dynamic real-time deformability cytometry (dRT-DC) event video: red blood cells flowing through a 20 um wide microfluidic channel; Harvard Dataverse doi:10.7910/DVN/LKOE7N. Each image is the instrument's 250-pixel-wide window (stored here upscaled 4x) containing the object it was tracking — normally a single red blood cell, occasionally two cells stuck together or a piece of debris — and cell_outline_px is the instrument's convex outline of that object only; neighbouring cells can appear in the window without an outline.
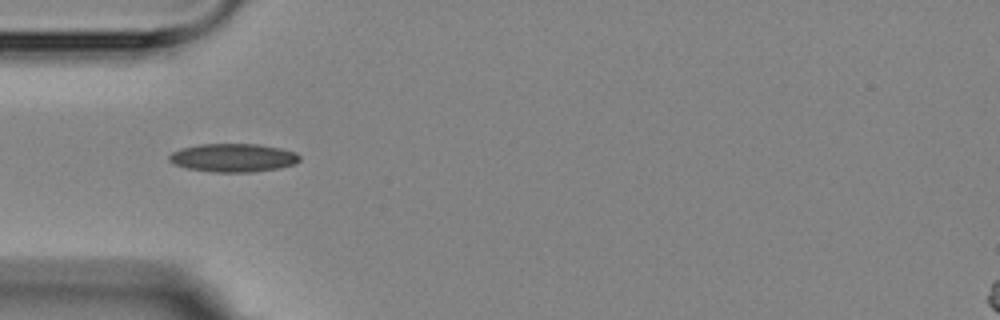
{"species": "Egyptian fruit bat (a non-hibernating species)", "species_latin": "Rousettus aegyptiacus", "temperature_condition": "room temperature", "stored_images_in_passage": 5, "camera_frame_rate_fps": 3000, "um_per_image_px": 0.085, "animal": {"sex": "female"}, "frame": {"image": 1, "passage_image": 3, "time_ms": 3.0, "image_size_px": [1000, 320], "cell_outline_px": [[300, 160], [292, 164], [280, 168], [252, 172], [212, 172], [188, 168], [176, 164], [168, 160], [168, 156], [172, 152], [180, 148], [200, 144], [260, 144], [280, 148], [296, 152], [300, 156]], "centroid_in_image_um": [19.82, 13.4], "position_along_channel_um": 65.2, "area_um2": 21.56}}
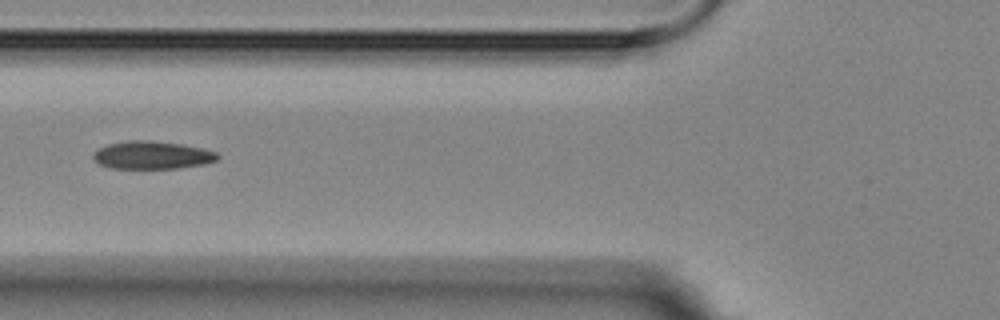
{"frame": {"image": 2, "passage_image": 4, "time_ms": 4.333, "image_size_px": [1000, 320], "cell_outline_px": [[220, 156], [216, 160], [204, 164], [176, 168], [112, 168], [100, 164], [92, 160], [92, 156], [100, 148], [108, 144], [128, 140], [152, 140], [180, 144], [200, 148], [216, 152]], "centroid_in_image_um": [12.91, 13.18], "position_along_channel_um": 112.9, "area_um2": 20.0}}